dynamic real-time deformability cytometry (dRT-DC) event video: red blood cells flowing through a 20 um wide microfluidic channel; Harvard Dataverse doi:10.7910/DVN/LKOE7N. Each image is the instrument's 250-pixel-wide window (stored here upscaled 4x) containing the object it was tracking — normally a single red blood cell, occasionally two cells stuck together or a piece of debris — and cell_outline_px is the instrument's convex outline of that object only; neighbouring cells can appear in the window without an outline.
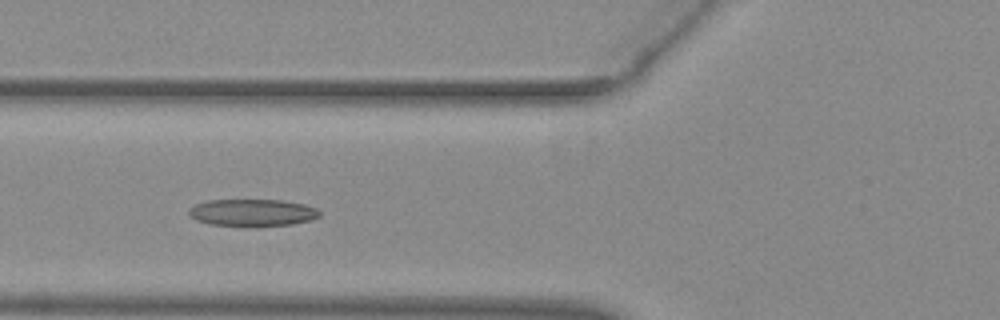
{"species": "common noctule bat (a hibernating species)", "species_latin": "Nyctalus noctula", "temperature_condition": "warm", "stored_images_in_passage": 39, "camera_frame_rate_fps": 3000, "um_per_image_px": 0.085, "animal": {"sex": "female", "body_mass_g": 29.2, "forearm_length_mm": 56.3}, "frame": {"image": 1, "passage_image": 7, "time_ms": 2.0, "image_size_px": [1000, 320], "cell_outline_px": [[320, 216], [312, 220], [292, 224], [256, 228], [248, 228], [208, 224], [196, 220], [188, 216], [188, 208], [196, 204], [208, 200], [280, 200], [304, 204], [316, 208], [320, 212]], "centroid_in_image_um": [21.43, 18.11], "position_along_channel_um": 104.4, "area_um2": 21.39}}
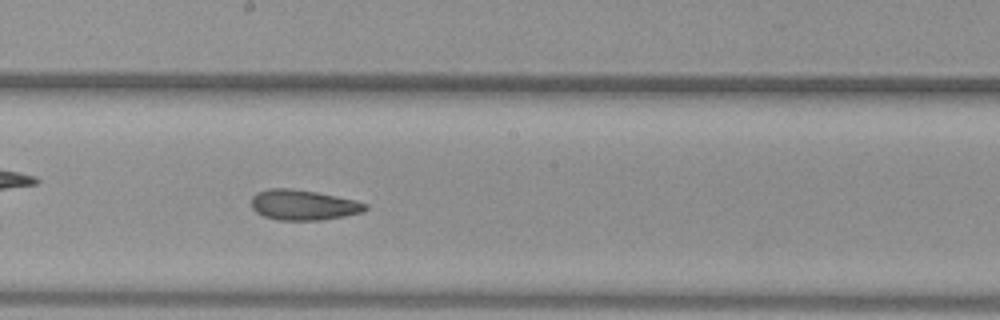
{"frame": {"image": 2, "passage_image": 16, "time_ms": 5.0, "image_size_px": [1000, 320], "cell_outline_px": [[368, 208], [364, 212], [344, 216], [320, 220], [276, 220], [264, 216], [256, 212], [252, 208], [252, 196], [256, 192], [268, 188], [292, 188], [316, 192], [356, 200], [368, 204]], "centroid_in_image_um": [25.78, 17.42], "position_along_channel_um": 222.4, "area_um2": 20.29}}
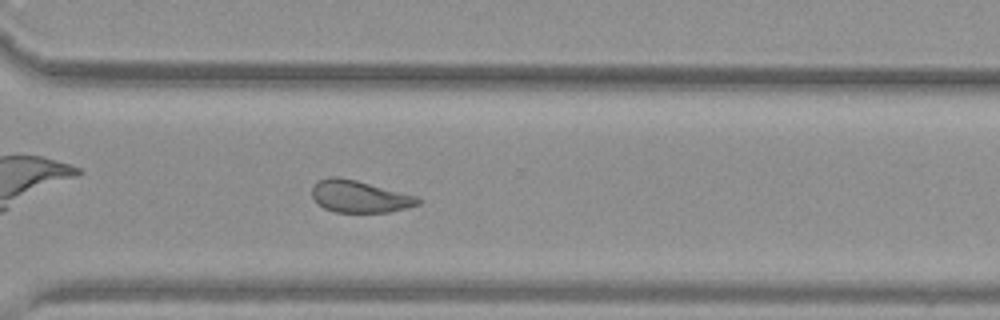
{"frame": {"image": 3, "passage_image": 25, "time_ms": 8.0, "image_size_px": [1000, 320], "cell_outline_px": [[420, 204], [388, 212], [336, 212], [324, 208], [312, 196], [312, 184], [316, 180], [328, 176], [340, 176], [420, 196]], "centroid_in_image_um": [30.55, 16.67], "position_along_channel_um": 340.1, "area_um2": 20.0}, "authors_computed_cell_mechanics": {"area_um2": 21.0392, "velocity_mm_per_s": 3.9322, "shape_relaxation_time_tau1_ms": null, "shape_relaxation_time_tau2_ms": 2.5739, "deformation_change_tau1": null, "deformation_change_tau2": 0.0944}}